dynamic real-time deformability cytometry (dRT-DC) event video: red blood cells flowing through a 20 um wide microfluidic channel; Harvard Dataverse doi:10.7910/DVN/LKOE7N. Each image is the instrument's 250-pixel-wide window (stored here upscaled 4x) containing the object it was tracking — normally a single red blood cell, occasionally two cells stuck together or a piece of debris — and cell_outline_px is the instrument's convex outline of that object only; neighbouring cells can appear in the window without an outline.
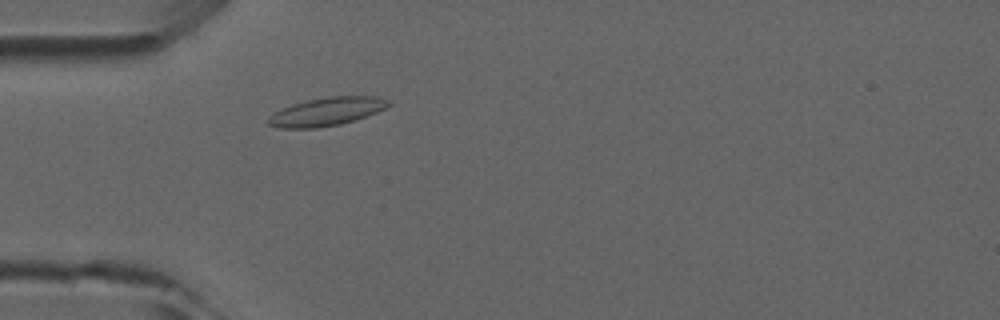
{"species": "common noctule bat (a hibernating species)", "species_latin": "Nyctalus noctula", "temperature_condition": "room temperature", "stored_images_in_passage": 2, "camera_frame_rate_fps": 3000, "um_per_image_px": 0.085, "animal": {"sex": "male", "forearm_length_mm": 52.5}, "frame": {"image": 1, "passage_image": 2, "time_ms": 2.0, "image_size_px": [1000, 320], "cell_outline_px": [[392, 104], [376, 112], [356, 120], [340, 124], [316, 128], [276, 128], [268, 124], [268, 116], [292, 104], [308, 100], [328, 96], [380, 96], [388, 100]], "centroid_in_image_um": [27.78, 9.48], "position_along_channel_um": 57.2, "area_um2": 19.77}}